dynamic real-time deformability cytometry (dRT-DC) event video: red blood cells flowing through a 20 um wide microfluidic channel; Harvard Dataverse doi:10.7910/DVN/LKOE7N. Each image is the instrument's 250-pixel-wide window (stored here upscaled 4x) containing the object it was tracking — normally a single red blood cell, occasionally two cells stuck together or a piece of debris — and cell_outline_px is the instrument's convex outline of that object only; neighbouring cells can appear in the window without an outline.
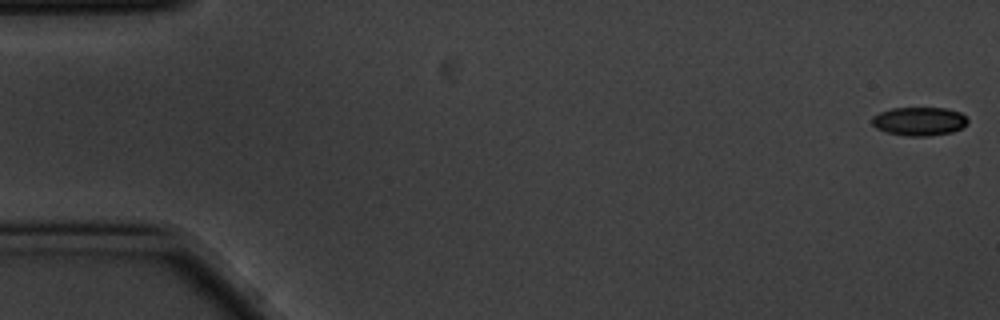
{"species": "common noctule bat (a hibernating species)", "species_latin": "Nyctalus noctula", "temperature_condition": "cold", "stored_images_in_passage": 4, "camera_frame_rate_fps": 3000, "um_per_image_px": 0.085, "animal": {"sex": "male", "body_mass_g": 20.1, "forearm_length_mm": 53.5}, "frame": {"image": 1, "passage_image": 1, "time_ms": 0.0, "image_size_px": [1000, 320], "cell_outline_px": [[968, 124], [952, 132], [928, 136], [908, 136], [888, 132], [876, 128], [872, 124], [872, 116], [880, 112], [892, 108], [944, 108], [960, 112], [968, 120]], "centroid_in_image_um": [78.13, 10.31], "position_along_channel_um": 6.9, "area_um2": 15.84}}